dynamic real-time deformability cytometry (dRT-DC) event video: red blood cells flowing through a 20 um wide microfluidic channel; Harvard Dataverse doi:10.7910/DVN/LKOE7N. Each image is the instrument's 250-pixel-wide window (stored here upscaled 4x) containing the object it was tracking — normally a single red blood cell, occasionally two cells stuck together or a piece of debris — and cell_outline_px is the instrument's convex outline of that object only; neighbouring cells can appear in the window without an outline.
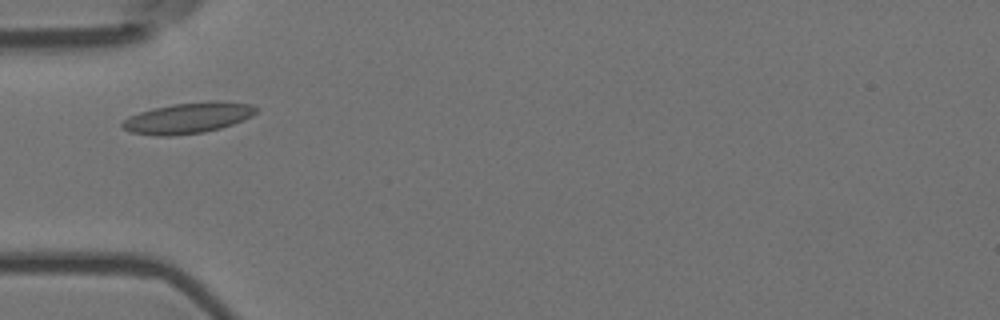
{"species": "Egyptian fruit bat (a non-hibernating species)", "species_latin": "Rousettus aegyptiacus", "temperature_condition": "room temperature", "stored_images_in_passage": 3, "camera_frame_rate_fps": 3000, "um_per_image_px": 0.085, "animal": {"sex": "female"}, "frame": {"image": 1, "passage_image": 3, "time_ms": 0.667, "image_size_px": [1000, 320], "cell_outline_px": [[260, 108], [252, 116], [232, 124], [220, 128], [204, 132], [168, 136], [156, 136], [132, 132], [124, 128], [120, 124], [128, 116], [152, 108], [172, 104], [212, 100], [220, 100], [252, 104]], "centroid_in_image_um": [16.01, 10.01], "position_along_channel_um": 69.0, "area_um2": 24.16}}